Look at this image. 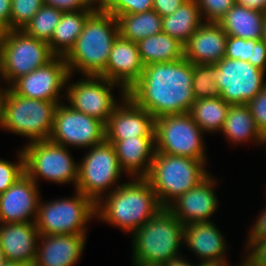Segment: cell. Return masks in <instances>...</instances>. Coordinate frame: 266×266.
Here are the masks:
<instances>
[{"mask_svg":"<svg viewBox=\"0 0 266 266\" xmlns=\"http://www.w3.org/2000/svg\"><path fill=\"white\" fill-rule=\"evenodd\" d=\"M192 85L193 64L182 58L145 65L139 80L126 95L157 119L189 113L196 101Z\"/></svg>","mask_w":266,"mask_h":266,"instance_id":"obj_1","label":"cell"},{"mask_svg":"<svg viewBox=\"0 0 266 266\" xmlns=\"http://www.w3.org/2000/svg\"><path fill=\"white\" fill-rule=\"evenodd\" d=\"M107 192L96 204V216L131 234L163 208L145 178H131Z\"/></svg>","mask_w":266,"mask_h":266,"instance_id":"obj_2","label":"cell"},{"mask_svg":"<svg viewBox=\"0 0 266 266\" xmlns=\"http://www.w3.org/2000/svg\"><path fill=\"white\" fill-rule=\"evenodd\" d=\"M119 35L117 19L103 9L95 10L84 23L74 47L64 57L69 74L100 75Z\"/></svg>","mask_w":266,"mask_h":266,"instance_id":"obj_3","label":"cell"},{"mask_svg":"<svg viewBox=\"0 0 266 266\" xmlns=\"http://www.w3.org/2000/svg\"><path fill=\"white\" fill-rule=\"evenodd\" d=\"M184 228L185 225L163 207L132 233V264H165L180 257Z\"/></svg>","mask_w":266,"mask_h":266,"instance_id":"obj_4","label":"cell"},{"mask_svg":"<svg viewBox=\"0 0 266 266\" xmlns=\"http://www.w3.org/2000/svg\"><path fill=\"white\" fill-rule=\"evenodd\" d=\"M205 162L185 156L155 152L145 179L152 186L162 207L198 185L208 175Z\"/></svg>","mask_w":266,"mask_h":266,"instance_id":"obj_5","label":"cell"},{"mask_svg":"<svg viewBox=\"0 0 266 266\" xmlns=\"http://www.w3.org/2000/svg\"><path fill=\"white\" fill-rule=\"evenodd\" d=\"M59 103L21 97L6 87L2 129L29 138V142L49 140Z\"/></svg>","mask_w":266,"mask_h":266,"instance_id":"obj_6","label":"cell"},{"mask_svg":"<svg viewBox=\"0 0 266 266\" xmlns=\"http://www.w3.org/2000/svg\"><path fill=\"white\" fill-rule=\"evenodd\" d=\"M39 202L36 227L39 235L87 234V223L96 215V203L75 190L71 198Z\"/></svg>","mask_w":266,"mask_h":266,"instance_id":"obj_7","label":"cell"},{"mask_svg":"<svg viewBox=\"0 0 266 266\" xmlns=\"http://www.w3.org/2000/svg\"><path fill=\"white\" fill-rule=\"evenodd\" d=\"M54 57L47 42L23 30H7L0 47V78L9 87L16 79L46 65Z\"/></svg>","mask_w":266,"mask_h":266,"instance_id":"obj_8","label":"cell"},{"mask_svg":"<svg viewBox=\"0 0 266 266\" xmlns=\"http://www.w3.org/2000/svg\"><path fill=\"white\" fill-rule=\"evenodd\" d=\"M22 150L25 173L36 184L39 178L58 184L74 182L76 189L79 164L75 163L68 147L42 140L27 143Z\"/></svg>","mask_w":266,"mask_h":266,"instance_id":"obj_9","label":"cell"},{"mask_svg":"<svg viewBox=\"0 0 266 266\" xmlns=\"http://www.w3.org/2000/svg\"><path fill=\"white\" fill-rule=\"evenodd\" d=\"M203 133L189 113L158 117L155 119V152L190 157L206 163Z\"/></svg>","mask_w":266,"mask_h":266,"instance_id":"obj_10","label":"cell"},{"mask_svg":"<svg viewBox=\"0 0 266 266\" xmlns=\"http://www.w3.org/2000/svg\"><path fill=\"white\" fill-rule=\"evenodd\" d=\"M121 172L123 173L116 150L113 144L105 140L101 144L90 147L79 163L75 190L83 193L97 204L103 198L105 191L111 188L112 192L121 185L118 184ZM115 184L118 186L113 188Z\"/></svg>","mask_w":266,"mask_h":266,"instance_id":"obj_11","label":"cell"},{"mask_svg":"<svg viewBox=\"0 0 266 266\" xmlns=\"http://www.w3.org/2000/svg\"><path fill=\"white\" fill-rule=\"evenodd\" d=\"M265 71L247 61L224 57L213 64L220 97L231 105L247 104L266 86Z\"/></svg>","mask_w":266,"mask_h":266,"instance_id":"obj_12","label":"cell"},{"mask_svg":"<svg viewBox=\"0 0 266 266\" xmlns=\"http://www.w3.org/2000/svg\"><path fill=\"white\" fill-rule=\"evenodd\" d=\"M71 76H68L66 84L69 86L66 87L67 93L64 97L67 98L69 106L106 124L118 105L112 94L114 87H120L122 96H126V91L119 84L100 75H84L85 78L70 85L68 81Z\"/></svg>","mask_w":266,"mask_h":266,"instance_id":"obj_13","label":"cell"},{"mask_svg":"<svg viewBox=\"0 0 266 266\" xmlns=\"http://www.w3.org/2000/svg\"><path fill=\"white\" fill-rule=\"evenodd\" d=\"M49 140L65 147L90 148L106 140L105 123L62 102L56 108Z\"/></svg>","mask_w":266,"mask_h":266,"instance_id":"obj_14","label":"cell"},{"mask_svg":"<svg viewBox=\"0 0 266 266\" xmlns=\"http://www.w3.org/2000/svg\"><path fill=\"white\" fill-rule=\"evenodd\" d=\"M69 70L62 56H55L46 65L16 79L9 88L17 95L36 100L61 102L60 91L67 83Z\"/></svg>","mask_w":266,"mask_h":266,"instance_id":"obj_15","label":"cell"},{"mask_svg":"<svg viewBox=\"0 0 266 266\" xmlns=\"http://www.w3.org/2000/svg\"><path fill=\"white\" fill-rule=\"evenodd\" d=\"M121 98L105 124L106 141L113 144L127 138L154 137L155 118L127 95Z\"/></svg>","mask_w":266,"mask_h":266,"instance_id":"obj_16","label":"cell"},{"mask_svg":"<svg viewBox=\"0 0 266 266\" xmlns=\"http://www.w3.org/2000/svg\"><path fill=\"white\" fill-rule=\"evenodd\" d=\"M216 181V182H215ZM217 180L209 174L198 185L177 197L166 208L183 224L212 221L210 218L218 207L214 191Z\"/></svg>","mask_w":266,"mask_h":266,"instance_id":"obj_17","label":"cell"},{"mask_svg":"<svg viewBox=\"0 0 266 266\" xmlns=\"http://www.w3.org/2000/svg\"><path fill=\"white\" fill-rule=\"evenodd\" d=\"M38 186L24 173L0 194V223L35 222L40 202Z\"/></svg>","mask_w":266,"mask_h":266,"instance_id":"obj_18","label":"cell"},{"mask_svg":"<svg viewBox=\"0 0 266 266\" xmlns=\"http://www.w3.org/2000/svg\"><path fill=\"white\" fill-rule=\"evenodd\" d=\"M144 67L137 43L118 35L113 42L106 69L100 76L128 91L139 80Z\"/></svg>","mask_w":266,"mask_h":266,"instance_id":"obj_19","label":"cell"},{"mask_svg":"<svg viewBox=\"0 0 266 266\" xmlns=\"http://www.w3.org/2000/svg\"><path fill=\"white\" fill-rule=\"evenodd\" d=\"M86 240V234L40 235L33 266H74Z\"/></svg>","mask_w":266,"mask_h":266,"instance_id":"obj_20","label":"cell"},{"mask_svg":"<svg viewBox=\"0 0 266 266\" xmlns=\"http://www.w3.org/2000/svg\"><path fill=\"white\" fill-rule=\"evenodd\" d=\"M39 236L35 222L0 223V245L7 261L33 266Z\"/></svg>","mask_w":266,"mask_h":266,"instance_id":"obj_21","label":"cell"},{"mask_svg":"<svg viewBox=\"0 0 266 266\" xmlns=\"http://www.w3.org/2000/svg\"><path fill=\"white\" fill-rule=\"evenodd\" d=\"M227 33L216 22H204L184 44L192 64H216L225 57Z\"/></svg>","mask_w":266,"mask_h":266,"instance_id":"obj_22","label":"cell"},{"mask_svg":"<svg viewBox=\"0 0 266 266\" xmlns=\"http://www.w3.org/2000/svg\"><path fill=\"white\" fill-rule=\"evenodd\" d=\"M223 234L211 221L185 225L184 243L201 259L202 264L226 263V242Z\"/></svg>","mask_w":266,"mask_h":266,"instance_id":"obj_23","label":"cell"},{"mask_svg":"<svg viewBox=\"0 0 266 266\" xmlns=\"http://www.w3.org/2000/svg\"><path fill=\"white\" fill-rule=\"evenodd\" d=\"M120 168L130 178H145L155 153L154 137H135L113 143Z\"/></svg>","mask_w":266,"mask_h":266,"instance_id":"obj_24","label":"cell"},{"mask_svg":"<svg viewBox=\"0 0 266 266\" xmlns=\"http://www.w3.org/2000/svg\"><path fill=\"white\" fill-rule=\"evenodd\" d=\"M266 13L235 5L218 21L229 36L262 40Z\"/></svg>","mask_w":266,"mask_h":266,"instance_id":"obj_25","label":"cell"},{"mask_svg":"<svg viewBox=\"0 0 266 266\" xmlns=\"http://www.w3.org/2000/svg\"><path fill=\"white\" fill-rule=\"evenodd\" d=\"M221 132L231 143H247L252 140L263 144L264 140L247 104L230 105Z\"/></svg>","mask_w":266,"mask_h":266,"instance_id":"obj_26","label":"cell"},{"mask_svg":"<svg viewBox=\"0 0 266 266\" xmlns=\"http://www.w3.org/2000/svg\"><path fill=\"white\" fill-rule=\"evenodd\" d=\"M95 10H78L62 14L51 40L48 42L51 52L55 56L65 57L74 47L81 34L84 23Z\"/></svg>","mask_w":266,"mask_h":266,"instance_id":"obj_27","label":"cell"},{"mask_svg":"<svg viewBox=\"0 0 266 266\" xmlns=\"http://www.w3.org/2000/svg\"><path fill=\"white\" fill-rule=\"evenodd\" d=\"M137 45L144 65L184 58V44L164 32L146 37Z\"/></svg>","mask_w":266,"mask_h":266,"instance_id":"obj_28","label":"cell"},{"mask_svg":"<svg viewBox=\"0 0 266 266\" xmlns=\"http://www.w3.org/2000/svg\"><path fill=\"white\" fill-rule=\"evenodd\" d=\"M204 23L195 0H186L174 13L162 17V32L185 44Z\"/></svg>","mask_w":266,"mask_h":266,"instance_id":"obj_29","label":"cell"},{"mask_svg":"<svg viewBox=\"0 0 266 266\" xmlns=\"http://www.w3.org/2000/svg\"><path fill=\"white\" fill-rule=\"evenodd\" d=\"M116 19L119 35L135 43L162 32V17L154 9L141 13L120 15Z\"/></svg>","mask_w":266,"mask_h":266,"instance_id":"obj_30","label":"cell"},{"mask_svg":"<svg viewBox=\"0 0 266 266\" xmlns=\"http://www.w3.org/2000/svg\"><path fill=\"white\" fill-rule=\"evenodd\" d=\"M230 105L220 96L198 99L192 104L189 114L204 134L214 133L222 130Z\"/></svg>","mask_w":266,"mask_h":266,"instance_id":"obj_31","label":"cell"},{"mask_svg":"<svg viewBox=\"0 0 266 266\" xmlns=\"http://www.w3.org/2000/svg\"><path fill=\"white\" fill-rule=\"evenodd\" d=\"M225 57L247 61L266 72V43L263 40L227 37Z\"/></svg>","mask_w":266,"mask_h":266,"instance_id":"obj_32","label":"cell"},{"mask_svg":"<svg viewBox=\"0 0 266 266\" xmlns=\"http://www.w3.org/2000/svg\"><path fill=\"white\" fill-rule=\"evenodd\" d=\"M62 14L61 10L44 4L22 30L26 34L48 43Z\"/></svg>","mask_w":266,"mask_h":266,"instance_id":"obj_33","label":"cell"},{"mask_svg":"<svg viewBox=\"0 0 266 266\" xmlns=\"http://www.w3.org/2000/svg\"><path fill=\"white\" fill-rule=\"evenodd\" d=\"M192 89L196 100L220 96L213 77V64H193Z\"/></svg>","mask_w":266,"mask_h":266,"instance_id":"obj_34","label":"cell"},{"mask_svg":"<svg viewBox=\"0 0 266 266\" xmlns=\"http://www.w3.org/2000/svg\"><path fill=\"white\" fill-rule=\"evenodd\" d=\"M43 5V0H11V30H22Z\"/></svg>","mask_w":266,"mask_h":266,"instance_id":"obj_35","label":"cell"},{"mask_svg":"<svg viewBox=\"0 0 266 266\" xmlns=\"http://www.w3.org/2000/svg\"><path fill=\"white\" fill-rule=\"evenodd\" d=\"M153 9V0H106L103 10L115 18Z\"/></svg>","mask_w":266,"mask_h":266,"instance_id":"obj_36","label":"cell"},{"mask_svg":"<svg viewBox=\"0 0 266 266\" xmlns=\"http://www.w3.org/2000/svg\"><path fill=\"white\" fill-rule=\"evenodd\" d=\"M17 153V163L0 159V194L4 193L25 173V158L22 148Z\"/></svg>","mask_w":266,"mask_h":266,"instance_id":"obj_37","label":"cell"},{"mask_svg":"<svg viewBox=\"0 0 266 266\" xmlns=\"http://www.w3.org/2000/svg\"><path fill=\"white\" fill-rule=\"evenodd\" d=\"M195 1L199 7L203 21L216 22V23H218V21L237 2V0H195Z\"/></svg>","mask_w":266,"mask_h":266,"instance_id":"obj_38","label":"cell"},{"mask_svg":"<svg viewBox=\"0 0 266 266\" xmlns=\"http://www.w3.org/2000/svg\"><path fill=\"white\" fill-rule=\"evenodd\" d=\"M251 114L255 120L258 130L266 136V86L262 91L251 101L247 103Z\"/></svg>","mask_w":266,"mask_h":266,"instance_id":"obj_39","label":"cell"},{"mask_svg":"<svg viewBox=\"0 0 266 266\" xmlns=\"http://www.w3.org/2000/svg\"><path fill=\"white\" fill-rule=\"evenodd\" d=\"M245 248L249 253L245 256L248 266H266V238L255 239Z\"/></svg>","mask_w":266,"mask_h":266,"instance_id":"obj_40","label":"cell"},{"mask_svg":"<svg viewBox=\"0 0 266 266\" xmlns=\"http://www.w3.org/2000/svg\"><path fill=\"white\" fill-rule=\"evenodd\" d=\"M43 3L48 6L65 12H74L78 10H95L87 6L82 0H43Z\"/></svg>","mask_w":266,"mask_h":266,"instance_id":"obj_41","label":"cell"},{"mask_svg":"<svg viewBox=\"0 0 266 266\" xmlns=\"http://www.w3.org/2000/svg\"><path fill=\"white\" fill-rule=\"evenodd\" d=\"M186 0H153V9L161 16L174 13Z\"/></svg>","mask_w":266,"mask_h":266,"instance_id":"obj_42","label":"cell"},{"mask_svg":"<svg viewBox=\"0 0 266 266\" xmlns=\"http://www.w3.org/2000/svg\"><path fill=\"white\" fill-rule=\"evenodd\" d=\"M266 238V207L261 212V215L256 219L255 224L251 228L248 235L246 247L255 239Z\"/></svg>","mask_w":266,"mask_h":266,"instance_id":"obj_43","label":"cell"},{"mask_svg":"<svg viewBox=\"0 0 266 266\" xmlns=\"http://www.w3.org/2000/svg\"><path fill=\"white\" fill-rule=\"evenodd\" d=\"M0 22L11 30V0H0Z\"/></svg>","mask_w":266,"mask_h":266,"instance_id":"obj_44","label":"cell"},{"mask_svg":"<svg viewBox=\"0 0 266 266\" xmlns=\"http://www.w3.org/2000/svg\"><path fill=\"white\" fill-rule=\"evenodd\" d=\"M237 3L249 9L266 13V0H237Z\"/></svg>","mask_w":266,"mask_h":266,"instance_id":"obj_45","label":"cell"},{"mask_svg":"<svg viewBox=\"0 0 266 266\" xmlns=\"http://www.w3.org/2000/svg\"><path fill=\"white\" fill-rule=\"evenodd\" d=\"M165 264L166 266H194L193 263H189V261H187V259H185L184 257H178L176 259L170 260ZM195 266H198V264Z\"/></svg>","mask_w":266,"mask_h":266,"instance_id":"obj_46","label":"cell"},{"mask_svg":"<svg viewBox=\"0 0 266 266\" xmlns=\"http://www.w3.org/2000/svg\"><path fill=\"white\" fill-rule=\"evenodd\" d=\"M87 6L94 8L95 10H101L104 8L106 0H82Z\"/></svg>","mask_w":266,"mask_h":266,"instance_id":"obj_47","label":"cell"},{"mask_svg":"<svg viewBox=\"0 0 266 266\" xmlns=\"http://www.w3.org/2000/svg\"><path fill=\"white\" fill-rule=\"evenodd\" d=\"M6 95V88L2 89V86L0 87V128H2L3 123V102Z\"/></svg>","mask_w":266,"mask_h":266,"instance_id":"obj_48","label":"cell"},{"mask_svg":"<svg viewBox=\"0 0 266 266\" xmlns=\"http://www.w3.org/2000/svg\"><path fill=\"white\" fill-rule=\"evenodd\" d=\"M7 30H8L7 27L3 23L0 22V47L5 40Z\"/></svg>","mask_w":266,"mask_h":266,"instance_id":"obj_49","label":"cell"},{"mask_svg":"<svg viewBox=\"0 0 266 266\" xmlns=\"http://www.w3.org/2000/svg\"><path fill=\"white\" fill-rule=\"evenodd\" d=\"M0 266H26L22 263L19 262H14V261H5L4 263H2Z\"/></svg>","mask_w":266,"mask_h":266,"instance_id":"obj_50","label":"cell"},{"mask_svg":"<svg viewBox=\"0 0 266 266\" xmlns=\"http://www.w3.org/2000/svg\"><path fill=\"white\" fill-rule=\"evenodd\" d=\"M198 266H227V264H220V263H207V264H202V263H199Z\"/></svg>","mask_w":266,"mask_h":266,"instance_id":"obj_51","label":"cell"},{"mask_svg":"<svg viewBox=\"0 0 266 266\" xmlns=\"http://www.w3.org/2000/svg\"><path fill=\"white\" fill-rule=\"evenodd\" d=\"M6 261L5 255L0 245V265Z\"/></svg>","mask_w":266,"mask_h":266,"instance_id":"obj_52","label":"cell"},{"mask_svg":"<svg viewBox=\"0 0 266 266\" xmlns=\"http://www.w3.org/2000/svg\"><path fill=\"white\" fill-rule=\"evenodd\" d=\"M134 266H166V264H140V265H134Z\"/></svg>","mask_w":266,"mask_h":266,"instance_id":"obj_53","label":"cell"},{"mask_svg":"<svg viewBox=\"0 0 266 266\" xmlns=\"http://www.w3.org/2000/svg\"><path fill=\"white\" fill-rule=\"evenodd\" d=\"M262 40L266 43V20H265V24H264V30H263V38Z\"/></svg>","mask_w":266,"mask_h":266,"instance_id":"obj_54","label":"cell"},{"mask_svg":"<svg viewBox=\"0 0 266 266\" xmlns=\"http://www.w3.org/2000/svg\"><path fill=\"white\" fill-rule=\"evenodd\" d=\"M227 266H230V265H227ZM240 266H248V265H247L246 261L244 260Z\"/></svg>","mask_w":266,"mask_h":266,"instance_id":"obj_55","label":"cell"},{"mask_svg":"<svg viewBox=\"0 0 266 266\" xmlns=\"http://www.w3.org/2000/svg\"><path fill=\"white\" fill-rule=\"evenodd\" d=\"M266 143V136L264 137V140H263V145ZM266 148V147H265Z\"/></svg>","mask_w":266,"mask_h":266,"instance_id":"obj_56","label":"cell"}]
</instances>
